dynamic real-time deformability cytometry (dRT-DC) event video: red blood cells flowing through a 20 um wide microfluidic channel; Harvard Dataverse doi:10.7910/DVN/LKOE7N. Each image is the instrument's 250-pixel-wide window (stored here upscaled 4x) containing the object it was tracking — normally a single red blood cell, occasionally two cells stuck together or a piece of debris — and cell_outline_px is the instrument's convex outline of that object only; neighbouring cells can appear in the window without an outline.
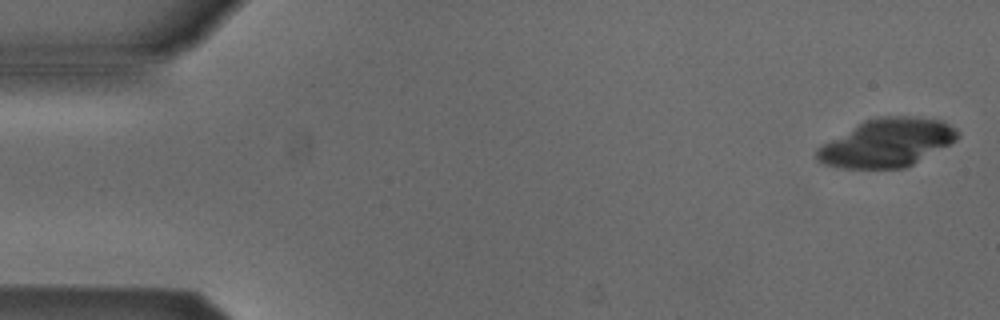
{"species": "Egyptian fruit bat (a non-hibernating species)", "species_latin": "Rousettus aegyptiacus", "temperature_condition": "cold", "stored_images_in_passage": 6, "camera_frame_rate_fps": 3000, "um_per_image_px": 0.085, "animal": {"sex": "male"}, "frame": {"image": 1, "passage_image": 1, "time_ms": 0.0, "image_size_px": [1000, 320], "cell_outline_px": [[960, 136], [956, 140], [912, 164], [904, 168], [844, 168], [824, 164], [816, 160], [816, 148], [864, 120], [880, 116], [912, 116], [944, 120], [956, 128], [960, 132]], "centroid_in_image_um": [75.4, 12.12], "position_along_channel_um": 9.6, "area_um2": 39.36}}